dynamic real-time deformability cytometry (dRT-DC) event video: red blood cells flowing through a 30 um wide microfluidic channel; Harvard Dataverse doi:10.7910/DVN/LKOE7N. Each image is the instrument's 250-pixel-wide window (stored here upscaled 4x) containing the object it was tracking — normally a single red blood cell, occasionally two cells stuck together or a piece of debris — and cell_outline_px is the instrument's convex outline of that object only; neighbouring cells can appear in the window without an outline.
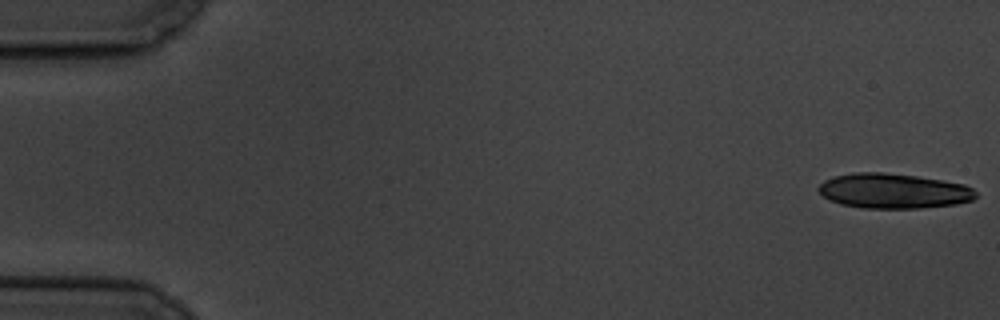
{"species": "common noctule bat (a hibernating species)", "species_latin": "Nyctalus noctula", "temperature_condition": "cold", "stored_images_in_passage": 2, "segment_of_instrument_passage": [2, 2], "camera_frame_rate_fps": 3000, "um_per_image_px": 0.085, "animal": {"sex": "male", "body_mass_g": 19.5, "forearm_length_mm": 54.6}, "frame": {"image": 1, "passage_image": 2, "time_ms": 1.333, "image_size_px": [1000, 320], "cell_outline_px": [[976, 196], [972, 200], [956, 204], [920, 208], [864, 208], [840, 204], [828, 200], [816, 188], [824, 180], [832, 176], [852, 172], [884, 172], [916, 176], [964, 184], [972, 188], [976, 192]], "centroid_in_image_um": [75.9, 16.22], "position_along_channel_um": 9.1, "area_um2": 32.14}}